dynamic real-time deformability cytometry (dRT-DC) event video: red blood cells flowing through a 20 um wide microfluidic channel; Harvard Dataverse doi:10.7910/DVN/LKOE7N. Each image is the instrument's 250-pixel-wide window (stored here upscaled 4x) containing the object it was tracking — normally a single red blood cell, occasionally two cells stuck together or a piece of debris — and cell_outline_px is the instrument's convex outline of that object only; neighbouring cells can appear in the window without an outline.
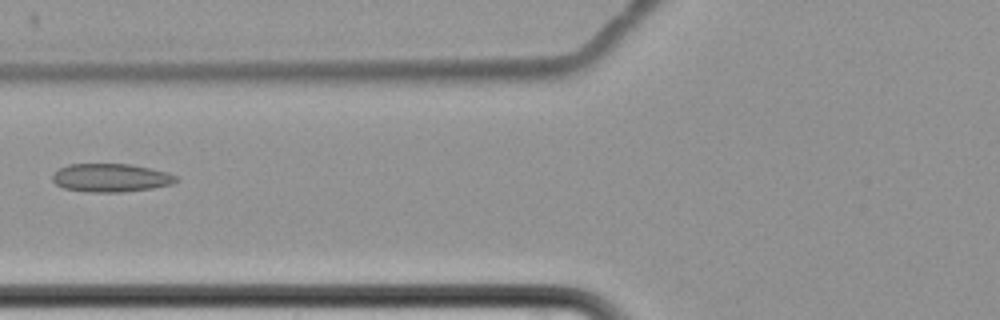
{"species": "common noctule bat (a hibernating species)", "species_latin": "Nyctalus noctula", "temperature_condition": "cold", "stored_images_in_passage": 9, "camera_frame_rate_fps": 3000, "um_per_image_px": 0.085, "animal": {"sex": "female", "body_mass_g": 22.7, "forearm_length_mm": 54.2}, "frame": {"image": 1, "passage_image": 7, "time_ms": 8.333, "image_size_px": [1000, 320], "cell_outline_px": [[180, 180], [172, 184], [152, 188], [120, 192], [92, 192], [64, 188], [56, 184], [52, 180], [52, 176], [60, 168], [68, 164], [132, 164], [168, 172], [176, 176]], "centroid_in_image_um": [9.45, 15.1], "position_along_channel_um": 116.3, "area_um2": 20.35}}
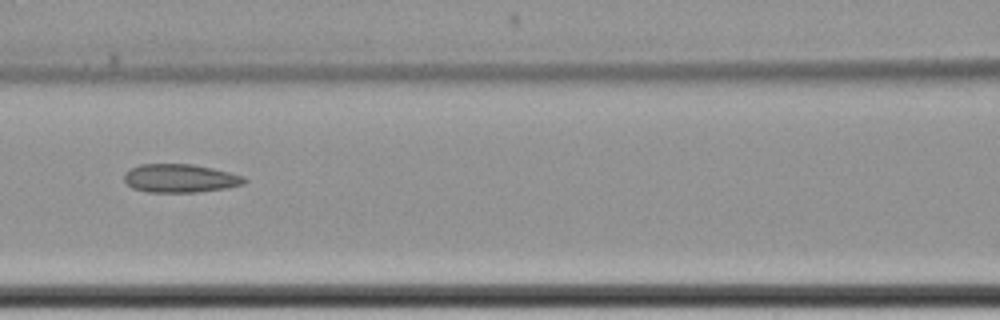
{"frame": {"image": 2, "passage_image": 8, "time_ms": 9.333, "image_size_px": [1000, 320], "cell_outline_px": [[248, 180], [244, 184], [228, 188], [196, 192], [148, 192], [132, 188], [124, 180], [124, 172], [140, 164], [192, 164], [212, 168], [244, 176]], "centroid_in_image_um": [15.32, 15.16], "position_along_channel_um": 151.3, "area_um2": 19.94}}
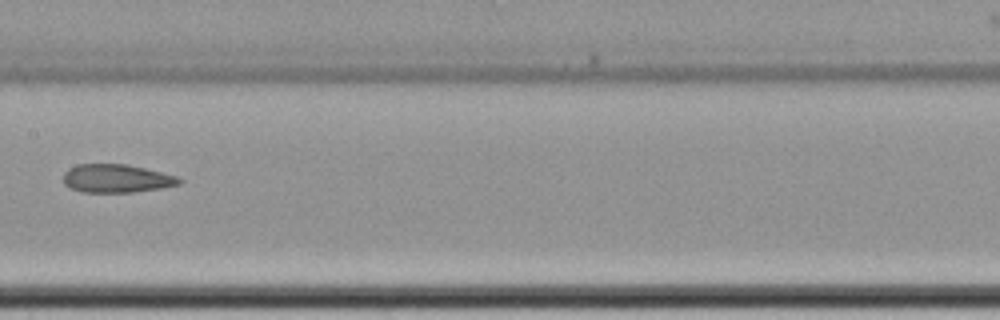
{"frame": {"image": 3, "passage_image": 9, "time_ms": 10.667, "image_size_px": [1000, 320], "cell_outline_px": [[184, 180], [180, 184], [160, 188], [132, 192], [84, 192], [72, 188], [64, 184], [64, 172], [68, 168], [76, 164], [128, 164], [180, 176]], "centroid_in_image_um": [9.94, 15.15], "position_along_channel_um": 197.5, "area_um2": 19.25}}